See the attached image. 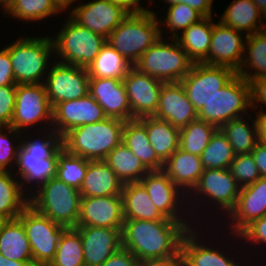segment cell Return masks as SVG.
<instances>
[{
  "label": "cell",
  "instance_id": "cell-1",
  "mask_svg": "<svg viewBox=\"0 0 266 266\" xmlns=\"http://www.w3.org/2000/svg\"><path fill=\"white\" fill-rule=\"evenodd\" d=\"M164 220H124L122 248L130 251L141 263L162 261L180 256L186 232L197 222ZM195 223V224H194Z\"/></svg>",
  "mask_w": 266,
  "mask_h": 266
},
{
  "label": "cell",
  "instance_id": "cell-2",
  "mask_svg": "<svg viewBox=\"0 0 266 266\" xmlns=\"http://www.w3.org/2000/svg\"><path fill=\"white\" fill-rule=\"evenodd\" d=\"M40 130L44 135L41 134L39 137L37 135L35 140L31 139L26 131L22 132L23 135L21 134V136L23 137L19 141L20 146L16 157L15 166L17 168L14 174L17 176L16 178H20L22 189L29 196L48 180L56 177L58 152L63 148L62 136L53 128H44L43 130L46 132ZM25 134L29 138L24 136ZM28 183L29 189L27 187Z\"/></svg>",
  "mask_w": 266,
  "mask_h": 266
},
{
  "label": "cell",
  "instance_id": "cell-3",
  "mask_svg": "<svg viewBox=\"0 0 266 266\" xmlns=\"http://www.w3.org/2000/svg\"><path fill=\"white\" fill-rule=\"evenodd\" d=\"M124 124L123 120L107 117L97 123L81 125L62 137V146L70 154L90 161L104 160L122 143Z\"/></svg>",
  "mask_w": 266,
  "mask_h": 266
},
{
  "label": "cell",
  "instance_id": "cell-4",
  "mask_svg": "<svg viewBox=\"0 0 266 266\" xmlns=\"http://www.w3.org/2000/svg\"><path fill=\"white\" fill-rule=\"evenodd\" d=\"M160 23L155 12L129 13L110 33L107 42L132 66L152 46L160 35Z\"/></svg>",
  "mask_w": 266,
  "mask_h": 266
},
{
  "label": "cell",
  "instance_id": "cell-5",
  "mask_svg": "<svg viewBox=\"0 0 266 266\" xmlns=\"http://www.w3.org/2000/svg\"><path fill=\"white\" fill-rule=\"evenodd\" d=\"M4 48L9 53L16 84L44 83L48 66L51 65L49 59L54 56L51 37L19 36V39Z\"/></svg>",
  "mask_w": 266,
  "mask_h": 266
},
{
  "label": "cell",
  "instance_id": "cell-6",
  "mask_svg": "<svg viewBox=\"0 0 266 266\" xmlns=\"http://www.w3.org/2000/svg\"><path fill=\"white\" fill-rule=\"evenodd\" d=\"M81 203L80 190L53 177L29 196V205L67 228H76Z\"/></svg>",
  "mask_w": 266,
  "mask_h": 266
},
{
  "label": "cell",
  "instance_id": "cell-7",
  "mask_svg": "<svg viewBox=\"0 0 266 266\" xmlns=\"http://www.w3.org/2000/svg\"><path fill=\"white\" fill-rule=\"evenodd\" d=\"M61 28L56 37L51 36L55 58L65 64L88 68L107 38L79 25L70 16Z\"/></svg>",
  "mask_w": 266,
  "mask_h": 266
},
{
  "label": "cell",
  "instance_id": "cell-8",
  "mask_svg": "<svg viewBox=\"0 0 266 266\" xmlns=\"http://www.w3.org/2000/svg\"><path fill=\"white\" fill-rule=\"evenodd\" d=\"M163 38L157 39L133 67L163 82H179L189 73L193 62L176 39L169 38L171 42H168Z\"/></svg>",
  "mask_w": 266,
  "mask_h": 266
},
{
  "label": "cell",
  "instance_id": "cell-9",
  "mask_svg": "<svg viewBox=\"0 0 266 266\" xmlns=\"http://www.w3.org/2000/svg\"><path fill=\"white\" fill-rule=\"evenodd\" d=\"M251 110L249 82L236 75L225 87L218 90L198 112V119L218 129L227 122L248 115Z\"/></svg>",
  "mask_w": 266,
  "mask_h": 266
},
{
  "label": "cell",
  "instance_id": "cell-10",
  "mask_svg": "<svg viewBox=\"0 0 266 266\" xmlns=\"http://www.w3.org/2000/svg\"><path fill=\"white\" fill-rule=\"evenodd\" d=\"M25 228L33 263L49 266L53 261L61 236L67 229L28 205L17 217Z\"/></svg>",
  "mask_w": 266,
  "mask_h": 266
},
{
  "label": "cell",
  "instance_id": "cell-11",
  "mask_svg": "<svg viewBox=\"0 0 266 266\" xmlns=\"http://www.w3.org/2000/svg\"><path fill=\"white\" fill-rule=\"evenodd\" d=\"M240 186L237 184L236 180L232 176L229 168L227 169H204L202 172L198 184L194 187V189L187 195V200L190 198V203L188 204V213L193 214V210H197L196 207L193 206L194 200L196 202L211 201L215 206L214 208L220 210L219 212H223L221 215L228 216L229 213L234 209L237 199L240 193ZM193 195V196H192ZM203 197H202V196ZM191 196V197H190ZM190 197V198H189ZM200 197V198H199ZM197 198V199H196ZM202 200H199V199ZM206 200H204V199ZM209 199V200H208ZM199 200V201H198ZM204 200V202H203ZM192 207V209H191ZM219 207V208H217ZM191 209V212H190ZM189 211V212H188ZM227 212V213H225ZM226 214V215H225Z\"/></svg>",
  "mask_w": 266,
  "mask_h": 266
},
{
  "label": "cell",
  "instance_id": "cell-12",
  "mask_svg": "<svg viewBox=\"0 0 266 266\" xmlns=\"http://www.w3.org/2000/svg\"><path fill=\"white\" fill-rule=\"evenodd\" d=\"M52 119L53 108L44 83L17 84L16 101L10 126L21 132L31 130L35 125H38L40 129L42 124L45 125L42 126L43 128L48 127L49 129L52 128Z\"/></svg>",
  "mask_w": 266,
  "mask_h": 266
},
{
  "label": "cell",
  "instance_id": "cell-13",
  "mask_svg": "<svg viewBox=\"0 0 266 266\" xmlns=\"http://www.w3.org/2000/svg\"><path fill=\"white\" fill-rule=\"evenodd\" d=\"M236 75L237 72L227 66L193 63L189 73L180 82L188 99L199 112L209 99Z\"/></svg>",
  "mask_w": 266,
  "mask_h": 266
},
{
  "label": "cell",
  "instance_id": "cell-14",
  "mask_svg": "<svg viewBox=\"0 0 266 266\" xmlns=\"http://www.w3.org/2000/svg\"><path fill=\"white\" fill-rule=\"evenodd\" d=\"M52 64L44 81L52 108L62 101L76 100L89 93L87 68L65 64L56 59Z\"/></svg>",
  "mask_w": 266,
  "mask_h": 266
},
{
  "label": "cell",
  "instance_id": "cell-15",
  "mask_svg": "<svg viewBox=\"0 0 266 266\" xmlns=\"http://www.w3.org/2000/svg\"><path fill=\"white\" fill-rule=\"evenodd\" d=\"M140 182L146 188L158 211L166 218L175 221H188L185 219L187 216L183 211L188 208L187 203L190 201L187 200V195L171 181L163 170L149 171ZM183 205L187 207L185 208ZM181 208L184 210H181Z\"/></svg>",
  "mask_w": 266,
  "mask_h": 266
},
{
  "label": "cell",
  "instance_id": "cell-16",
  "mask_svg": "<svg viewBox=\"0 0 266 266\" xmlns=\"http://www.w3.org/2000/svg\"><path fill=\"white\" fill-rule=\"evenodd\" d=\"M76 6V7H75ZM70 17L79 25L108 38L110 33L130 13L111 0H94L75 5Z\"/></svg>",
  "mask_w": 266,
  "mask_h": 266
},
{
  "label": "cell",
  "instance_id": "cell-17",
  "mask_svg": "<svg viewBox=\"0 0 266 266\" xmlns=\"http://www.w3.org/2000/svg\"><path fill=\"white\" fill-rule=\"evenodd\" d=\"M245 39L244 33L213 20L209 54L202 63L227 66L237 72L242 65L245 54Z\"/></svg>",
  "mask_w": 266,
  "mask_h": 266
},
{
  "label": "cell",
  "instance_id": "cell-18",
  "mask_svg": "<svg viewBox=\"0 0 266 266\" xmlns=\"http://www.w3.org/2000/svg\"><path fill=\"white\" fill-rule=\"evenodd\" d=\"M123 83L131 108L132 119L154 116L164 82L132 67L123 78Z\"/></svg>",
  "mask_w": 266,
  "mask_h": 266
},
{
  "label": "cell",
  "instance_id": "cell-19",
  "mask_svg": "<svg viewBox=\"0 0 266 266\" xmlns=\"http://www.w3.org/2000/svg\"><path fill=\"white\" fill-rule=\"evenodd\" d=\"M106 118L103 108L88 93L82 98L58 103L53 108L52 128L63 137L71 129Z\"/></svg>",
  "mask_w": 266,
  "mask_h": 266
},
{
  "label": "cell",
  "instance_id": "cell-20",
  "mask_svg": "<svg viewBox=\"0 0 266 266\" xmlns=\"http://www.w3.org/2000/svg\"><path fill=\"white\" fill-rule=\"evenodd\" d=\"M263 216H266V177L240 188L237 203L228 215L226 223L230 225V233H227L238 235L248 224Z\"/></svg>",
  "mask_w": 266,
  "mask_h": 266
},
{
  "label": "cell",
  "instance_id": "cell-21",
  "mask_svg": "<svg viewBox=\"0 0 266 266\" xmlns=\"http://www.w3.org/2000/svg\"><path fill=\"white\" fill-rule=\"evenodd\" d=\"M122 195L81 197L77 226L122 229Z\"/></svg>",
  "mask_w": 266,
  "mask_h": 266
},
{
  "label": "cell",
  "instance_id": "cell-22",
  "mask_svg": "<svg viewBox=\"0 0 266 266\" xmlns=\"http://www.w3.org/2000/svg\"><path fill=\"white\" fill-rule=\"evenodd\" d=\"M83 244L85 266H101L122 248V229L77 226Z\"/></svg>",
  "mask_w": 266,
  "mask_h": 266
},
{
  "label": "cell",
  "instance_id": "cell-23",
  "mask_svg": "<svg viewBox=\"0 0 266 266\" xmlns=\"http://www.w3.org/2000/svg\"><path fill=\"white\" fill-rule=\"evenodd\" d=\"M154 117L179 129L198 119V112L190 102L181 82H164Z\"/></svg>",
  "mask_w": 266,
  "mask_h": 266
},
{
  "label": "cell",
  "instance_id": "cell-24",
  "mask_svg": "<svg viewBox=\"0 0 266 266\" xmlns=\"http://www.w3.org/2000/svg\"><path fill=\"white\" fill-rule=\"evenodd\" d=\"M89 94L103 108L108 118L132 120L126 88L123 80L114 78H90Z\"/></svg>",
  "mask_w": 266,
  "mask_h": 266
},
{
  "label": "cell",
  "instance_id": "cell-25",
  "mask_svg": "<svg viewBox=\"0 0 266 266\" xmlns=\"http://www.w3.org/2000/svg\"><path fill=\"white\" fill-rule=\"evenodd\" d=\"M195 227L190 228L186 232L181 243L180 255L185 266H242L240 262L236 263L237 258L233 257L232 259V257L229 256V251L221 249L220 244H218L217 247H210L208 242L206 243L204 239L198 240L199 238L201 239L199 234L201 230L199 226ZM197 228H199V232L197 231ZM225 252H228L229 254L227 255Z\"/></svg>",
  "mask_w": 266,
  "mask_h": 266
},
{
  "label": "cell",
  "instance_id": "cell-26",
  "mask_svg": "<svg viewBox=\"0 0 266 266\" xmlns=\"http://www.w3.org/2000/svg\"><path fill=\"white\" fill-rule=\"evenodd\" d=\"M163 171L187 195L198 184L204 167L200 156L178 148L164 163Z\"/></svg>",
  "mask_w": 266,
  "mask_h": 266
},
{
  "label": "cell",
  "instance_id": "cell-27",
  "mask_svg": "<svg viewBox=\"0 0 266 266\" xmlns=\"http://www.w3.org/2000/svg\"><path fill=\"white\" fill-rule=\"evenodd\" d=\"M123 185L103 160L89 161L80 193L81 197L122 195Z\"/></svg>",
  "mask_w": 266,
  "mask_h": 266
},
{
  "label": "cell",
  "instance_id": "cell-28",
  "mask_svg": "<svg viewBox=\"0 0 266 266\" xmlns=\"http://www.w3.org/2000/svg\"><path fill=\"white\" fill-rule=\"evenodd\" d=\"M124 220H164L141 182L125 183L122 189Z\"/></svg>",
  "mask_w": 266,
  "mask_h": 266
},
{
  "label": "cell",
  "instance_id": "cell-29",
  "mask_svg": "<svg viewBox=\"0 0 266 266\" xmlns=\"http://www.w3.org/2000/svg\"><path fill=\"white\" fill-rule=\"evenodd\" d=\"M138 120L145 126L150 145L157 157L165 163L179 148L180 129L154 116L141 117Z\"/></svg>",
  "mask_w": 266,
  "mask_h": 266
},
{
  "label": "cell",
  "instance_id": "cell-30",
  "mask_svg": "<svg viewBox=\"0 0 266 266\" xmlns=\"http://www.w3.org/2000/svg\"><path fill=\"white\" fill-rule=\"evenodd\" d=\"M264 14L252 0H234L224 10L219 22L245 35L260 32Z\"/></svg>",
  "mask_w": 266,
  "mask_h": 266
},
{
  "label": "cell",
  "instance_id": "cell-31",
  "mask_svg": "<svg viewBox=\"0 0 266 266\" xmlns=\"http://www.w3.org/2000/svg\"><path fill=\"white\" fill-rule=\"evenodd\" d=\"M212 20V17H203L175 38L193 63H202L208 57L213 31Z\"/></svg>",
  "mask_w": 266,
  "mask_h": 266
},
{
  "label": "cell",
  "instance_id": "cell-32",
  "mask_svg": "<svg viewBox=\"0 0 266 266\" xmlns=\"http://www.w3.org/2000/svg\"><path fill=\"white\" fill-rule=\"evenodd\" d=\"M122 142L149 171L163 170L164 163L157 157L155 150L150 145L145 126L138 119L125 122Z\"/></svg>",
  "mask_w": 266,
  "mask_h": 266
},
{
  "label": "cell",
  "instance_id": "cell-33",
  "mask_svg": "<svg viewBox=\"0 0 266 266\" xmlns=\"http://www.w3.org/2000/svg\"><path fill=\"white\" fill-rule=\"evenodd\" d=\"M0 254L10 260L33 262L25 228L18 218L6 220L0 227Z\"/></svg>",
  "mask_w": 266,
  "mask_h": 266
},
{
  "label": "cell",
  "instance_id": "cell-34",
  "mask_svg": "<svg viewBox=\"0 0 266 266\" xmlns=\"http://www.w3.org/2000/svg\"><path fill=\"white\" fill-rule=\"evenodd\" d=\"M15 177L13 171H0V215L6 220L16 219L29 205V195Z\"/></svg>",
  "mask_w": 266,
  "mask_h": 266
},
{
  "label": "cell",
  "instance_id": "cell-35",
  "mask_svg": "<svg viewBox=\"0 0 266 266\" xmlns=\"http://www.w3.org/2000/svg\"><path fill=\"white\" fill-rule=\"evenodd\" d=\"M103 161L115 172L123 184L140 182L149 172L123 142L116 146Z\"/></svg>",
  "mask_w": 266,
  "mask_h": 266
},
{
  "label": "cell",
  "instance_id": "cell-36",
  "mask_svg": "<svg viewBox=\"0 0 266 266\" xmlns=\"http://www.w3.org/2000/svg\"><path fill=\"white\" fill-rule=\"evenodd\" d=\"M244 53L243 62L237 74L248 82L266 76V37L260 32L247 35Z\"/></svg>",
  "mask_w": 266,
  "mask_h": 266
},
{
  "label": "cell",
  "instance_id": "cell-37",
  "mask_svg": "<svg viewBox=\"0 0 266 266\" xmlns=\"http://www.w3.org/2000/svg\"><path fill=\"white\" fill-rule=\"evenodd\" d=\"M253 116L247 115V117L252 119V125L248 123L250 119H245V116H243L233 119L219 128L226 136L236 155L251 153L259 142L257 123Z\"/></svg>",
  "mask_w": 266,
  "mask_h": 266
},
{
  "label": "cell",
  "instance_id": "cell-38",
  "mask_svg": "<svg viewBox=\"0 0 266 266\" xmlns=\"http://www.w3.org/2000/svg\"><path fill=\"white\" fill-rule=\"evenodd\" d=\"M133 66L108 42L87 68L90 78H114L123 80Z\"/></svg>",
  "mask_w": 266,
  "mask_h": 266
},
{
  "label": "cell",
  "instance_id": "cell-39",
  "mask_svg": "<svg viewBox=\"0 0 266 266\" xmlns=\"http://www.w3.org/2000/svg\"><path fill=\"white\" fill-rule=\"evenodd\" d=\"M218 128L201 119L191 121L180 129L179 148L185 152L201 156L211 136Z\"/></svg>",
  "mask_w": 266,
  "mask_h": 266
},
{
  "label": "cell",
  "instance_id": "cell-40",
  "mask_svg": "<svg viewBox=\"0 0 266 266\" xmlns=\"http://www.w3.org/2000/svg\"><path fill=\"white\" fill-rule=\"evenodd\" d=\"M235 156L226 136L217 129L200 157L204 169H227Z\"/></svg>",
  "mask_w": 266,
  "mask_h": 266
},
{
  "label": "cell",
  "instance_id": "cell-41",
  "mask_svg": "<svg viewBox=\"0 0 266 266\" xmlns=\"http://www.w3.org/2000/svg\"><path fill=\"white\" fill-rule=\"evenodd\" d=\"M49 266H85L83 244L75 228H67L64 231Z\"/></svg>",
  "mask_w": 266,
  "mask_h": 266
},
{
  "label": "cell",
  "instance_id": "cell-42",
  "mask_svg": "<svg viewBox=\"0 0 266 266\" xmlns=\"http://www.w3.org/2000/svg\"><path fill=\"white\" fill-rule=\"evenodd\" d=\"M61 11L51 0H16L14 4L4 13L18 21H42Z\"/></svg>",
  "mask_w": 266,
  "mask_h": 266
},
{
  "label": "cell",
  "instance_id": "cell-43",
  "mask_svg": "<svg viewBox=\"0 0 266 266\" xmlns=\"http://www.w3.org/2000/svg\"><path fill=\"white\" fill-rule=\"evenodd\" d=\"M89 161L81 156L70 154L62 148L58 152L56 177L80 190Z\"/></svg>",
  "mask_w": 266,
  "mask_h": 266
},
{
  "label": "cell",
  "instance_id": "cell-44",
  "mask_svg": "<svg viewBox=\"0 0 266 266\" xmlns=\"http://www.w3.org/2000/svg\"><path fill=\"white\" fill-rule=\"evenodd\" d=\"M166 12L165 20L159 18V23L162 25V27L166 26L165 28L160 27V29H162L160 30V35L163 36V31H165L167 28L166 31L169 30V33L173 32L172 35H170V38L173 39H175L191 24H194L203 18V16L195 9L184 3L170 5Z\"/></svg>",
  "mask_w": 266,
  "mask_h": 266
},
{
  "label": "cell",
  "instance_id": "cell-45",
  "mask_svg": "<svg viewBox=\"0 0 266 266\" xmlns=\"http://www.w3.org/2000/svg\"><path fill=\"white\" fill-rule=\"evenodd\" d=\"M21 134V131L11 126H0V171H14V169H11L15 167L17 152L20 146V142L16 141L21 140ZM10 137L15 139V141ZM14 142L17 144L13 146Z\"/></svg>",
  "mask_w": 266,
  "mask_h": 266
},
{
  "label": "cell",
  "instance_id": "cell-46",
  "mask_svg": "<svg viewBox=\"0 0 266 266\" xmlns=\"http://www.w3.org/2000/svg\"><path fill=\"white\" fill-rule=\"evenodd\" d=\"M229 171L240 187L250 185L261 177L251 153L237 154Z\"/></svg>",
  "mask_w": 266,
  "mask_h": 266
},
{
  "label": "cell",
  "instance_id": "cell-47",
  "mask_svg": "<svg viewBox=\"0 0 266 266\" xmlns=\"http://www.w3.org/2000/svg\"><path fill=\"white\" fill-rule=\"evenodd\" d=\"M17 84L0 87V126H10L16 101Z\"/></svg>",
  "mask_w": 266,
  "mask_h": 266
},
{
  "label": "cell",
  "instance_id": "cell-48",
  "mask_svg": "<svg viewBox=\"0 0 266 266\" xmlns=\"http://www.w3.org/2000/svg\"><path fill=\"white\" fill-rule=\"evenodd\" d=\"M234 238H237L238 244H240V240L243 239L245 244H265L266 246V216H263L259 219L252 221L248 224L238 235H233ZM241 238V239H240ZM247 241H246V240Z\"/></svg>",
  "mask_w": 266,
  "mask_h": 266
},
{
  "label": "cell",
  "instance_id": "cell-49",
  "mask_svg": "<svg viewBox=\"0 0 266 266\" xmlns=\"http://www.w3.org/2000/svg\"><path fill=\"white\" fill-rule=\"evenodd\" d=\"M250 96H251V110H257L258 107L266 109V76L253 79L249 81ZM262 104L259 106V104Z\"/></svg>",
  "mask_w": 266,
  "mask_h": 266
},
{
  "label": "cell",
  "instance_id": "cell-50",
  "mask_svg": "<svg viewBox=\"0 0 266 266\" xmlns=\"http://www.w3.org/2000/svg\"><path fill=\"white\" fill-rule=\"evenodd\" d=\"M15 83L13 68L9 53L5 48L0 49V87Z\"/></svg>",
  "mask_w": 266,
  "mask_h": 266
},
{
  "label": "cell",
  "instance_id": "cell-51",
  "mask_svg": "<svg viewBox=\"0 0 266 266\" xmlns=\"http://www.w3.org/2000/svg\"><path fill=\"white\" fill-rule=\"evenodd\" d=\"M101 266H140V262L130 251L121 248Z\"/></svg>",
  "mask_w": 266,
  "mask_h": 266
},
{
  "label": "cell",
  "instance_id": "cell-52",
  "mask_svg": "<svg viewBox=\"0 0 266 266\" xmlns=\"http://www.w3.org/2000/svg\"><path fill=\"white\" fill-rule=\"evenodd\" d=\"M164 3L173 5L176 3H184L186 5H189L193 9H195L198 13H200L203 17H212V4L213 0H163Z\"/></svg>",
  "mask_w": 266,
  "mask_h": 266
},
{
  "label": "cell",
  "instance_id": "cell-53",
  "mask_svg": "<svg viewBox=\"0 0 266 266\" xmlns=\"http://www.w3.org/2000/svg\"><path fill=\"white\" fill-rule=\"evenodd\" d=\"M258 172L261 177H266V143L258 142L251 151Z\"/></svg>",
  "mask_w": 266,
  "mask_h": 266
},
{
  "label": "cell",
  "instance_id": "cell-54",
  "mask_svg": "<svg viewBox=\"0 0 266 266\" xmlns=\"http://www.w3.org/2000/svg\"><path fill=\"white\" fill-rule=\"evenodd\" d=\"M254 116L257 123L258 141L266 143V111L263 108L255 110Z\"/></svg>",
  "mask_w": 266,
  "mask_h": 266
},
{
  "label": "cell",
  "instance_id": "cell-55",
  "mask_svg": "<svg viewBox=\"0 0 266 266\" xmlns=\"http://www.w3.org/2000/svg\"><path fill=\"white\" fill-rule=\"evenodd\" d=\"M116 4L122 5L125 9H127L130 13H138L146 11L147 9L140 4V0H111ZM151 3L152 0H149Z\"/></svg>",
  "mask_w": 266,
  "mask_h": 266
},
{
  "label": "cell",
  "instance_id": "cell-56",
  "mask_svg": "<svg viewBox=\"0 0 266 266\" xmlns=\"http://www.w3.org/2000/svg\"><path fill=\"white\" fill-rule=\"evenodd\" d=\"M140 266H185V265L180 255V256H177L176 258H172L168 260L144 262V263H141Z\"/></svg>",
  "mask_w": 266,
  "mask_h": 266
},
{
  "label": "cell",
  "instance_id": "cell-57",
  "mask_svg": "<svg viewBox=\"0 0 266 266\" xmlns=\"http://www.w3.org/2000/svg\"><path fill=\"white\" fill-rule=\"evenodd\" d=\"M52 3L61 11V13L65 12L66 9L72 8L70 5L75 3L78 0H51Z\"/></svg>",
  "mask_w": 266,
  "mask_h": 266
},
{
  "label": "cell",
  "instance_id": "cell-58",
  "mask_svg": "<svg viewBox=\"0 0 266 266\" xmlns=\"http://www.w3.org/2000/svg\"><path fill=\"white\" fill-rule=\"evenodd\" d=\"M29 263H32V262L15 261V260L7 259L5 257L3 260V266H27Z\"/></svg>",
  "mask_w": 266,
  "mask_h": 266
},
{
  "label": "cell",
  "instance_id": "cell-59",
  "mask_svg": "<svg viewBox=\"0 0 266 266\" xmlns=\"http://www.w3.org/2000/svg\"><path fill=\"white\" fill-rule=\"evenodd\" d=\"M16 0H0L1 8L3 13H5L15 2Z\"/></svg>",
  "mask_w": 266,
  "mask_h": 266
},
{
  "label": "cell",
  "instance_id": "cell-60",
  "mask_svg": "<svg viewBox=\"0 0 266 266\" xmlns=\"http://www.w3.org/2000/svg\"><path fill=\"white\" fill-rule=\"evenodd\" d=\"M258 7V9L262 12V14L266 15V0H252Z\"/></svg>",
  "mask_w": 266,
  "mask_h": 266
},
{
  "label": "cell",
  "instance_id": "cell-61",
  "mask_svg": "<svg viewBox=\"0 0 266 266\" xmlns=\"http://www.w3.org/2000/svg\"><path fill=\"white\" fill-rule=\"evenodd\" d=\"M263 19H264L263 21L266 20V15H264ZM260 33L266 37V23L264 22L261 25Z\"/></svg>",
  "mask_w": 266,
  "mask_h": 266
},
{
  "label": "cell",
  "instance_id": "cell-62",
  "mask_svg": "<svg viewBox=\"0 0 266 266\" xmlns=\"http://www.w3.org/2000/svg\"><path fill=\"white\" fill-rule=\"evenodd\" d=\"M6 221V219L0 215V227L3 225V223Z\"/></svg>",
  "mask_w": 266,
  "mask_h": 266
},
{
  "label": "cell",
  "instance_id": "cell-63",
  "mask_svg": "<svg viewBox=\"0 0 266 266\" xmlns=\"http://www.w3.org/2000/svg\"><path fill=\"white\" fill-rule=\"evenodd\" d=\"M4 257L0 254V266H3Z\"/></svg>",
  "mask_w": 266,
  "mask_h": 266
},
{
  "label": "cell",
  "instance_id": "cell-64",
  "mask_svg": "<svg viewBox=\"0 0 266 266\" xmlns=\"http://www.w3.org/2000/svg\"><path fill=\"white\" fill-rule=\"evenodd\" d=\"M27 266H40V265H37L36 263H29Z\"/></svg>",
  "mask_w": 266,
  "mask_h": 266
}]
</instances>
